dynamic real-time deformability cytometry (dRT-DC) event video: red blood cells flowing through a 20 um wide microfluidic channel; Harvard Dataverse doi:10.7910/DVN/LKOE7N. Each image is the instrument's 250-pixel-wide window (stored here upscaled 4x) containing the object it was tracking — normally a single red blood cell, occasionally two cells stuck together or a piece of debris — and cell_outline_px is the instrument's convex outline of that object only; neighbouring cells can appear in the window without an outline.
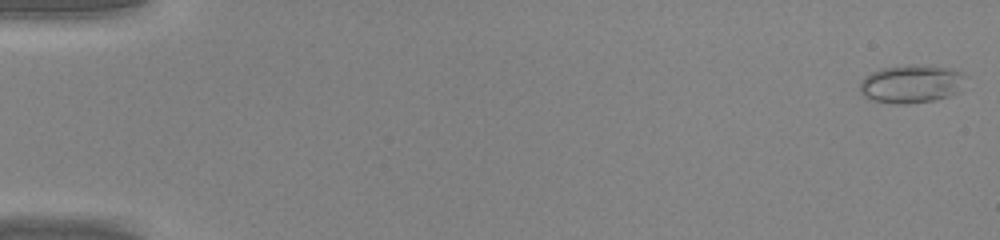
{"species": "common noctule bat (a hibernating species)", "species_latin": "Nyctalus noctula", "temperature_condition": "warm", "stored_images_in_passage": 46, "camera_frame_rate_fps": 3000, "um_per_image_px": 0.085, "animal": {"sex": "male", "body_mass_g": 20.0, "forearm_length_mm": 53.3}, "frame": {"image": 1, "passage_image": 1, "time_ms": 0.0, "image_size_px": [1000, 240], "cell_outline_px": [[968, 76], [960, 92], [936, 100], [904, 104], [892, 104], [872, 100], [864, 96], [860, 92], [860, 80], [864, 76], [880, 68], [912, 64], [952, 68]], "centroid_in_image_um": [77.48, 7.13], "position_along_channel_um": 7.5, "area_um2": 23.99}}
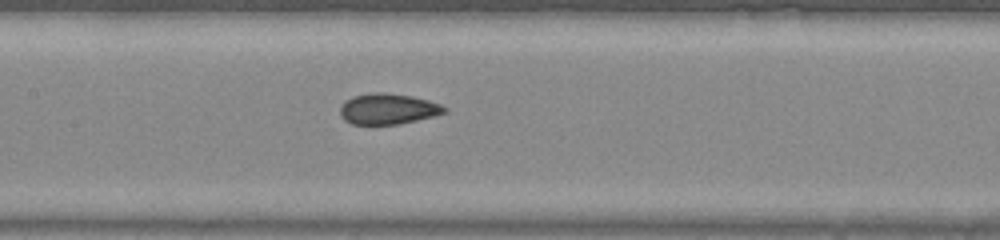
{"frame": {"image": 2, "passage_image": 23, "time_ms": 7.333, "image_size_px": [1000, 240], "cell_outline_px": [[448, 112], [416, 120], [396, 124], [352, 124], [344, 120], [340, 116], [340, 108], [344, 100], [352, 96], [376, 92], [384, 92], [412, 96], [428, 100], [440, 104], [448, 108]], "centroid_in_image_um": [32.96, 9.25], "position_along_channel_um": 174.4, "area_um2": 18.73}}
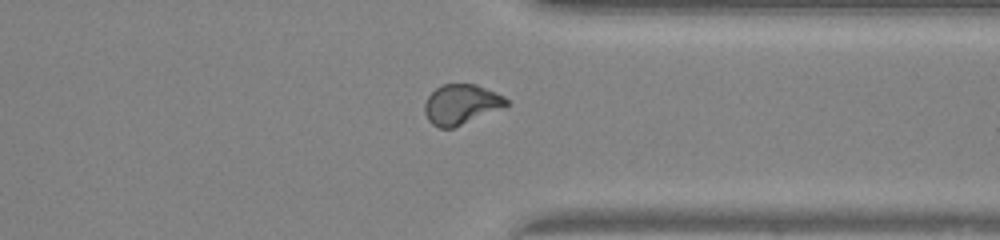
{"frame": {"image": 3, "passage_image": 36, "time_ms": 11.667, "image_size_px": [1000, 240], "cell_outline_px": [[512, 104], [504, 108], [452, 128], [440, 128], [432, 124], [428, 120], [424, 112], [424, 104], [428, 96], [436, 88], [444, 84], [476, 84], [496, 92], [504, 96]], "centroid_in_image_um": [39.23, 8.87], "position_along_channel_um": 372.2, "area_um2": 19.19}}